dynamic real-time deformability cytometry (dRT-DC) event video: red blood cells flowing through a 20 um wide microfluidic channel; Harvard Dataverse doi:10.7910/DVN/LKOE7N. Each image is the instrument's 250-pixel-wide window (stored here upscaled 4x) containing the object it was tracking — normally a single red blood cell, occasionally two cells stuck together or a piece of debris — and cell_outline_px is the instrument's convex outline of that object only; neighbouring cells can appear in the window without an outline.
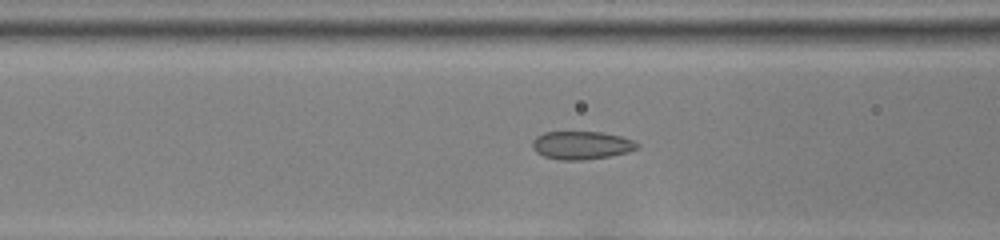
{"species": "common noctule bat (a hibernating species)", "species_latin": "Nyctalus noctula", "temperature_condition": "room temperature", "stored_images_in_passage": 18, "camera_frame_rate_fps": 3000, "um_per_image_px": 0.085, "animal": {"sex": "female", "body_mass_g": 22.0, "forearm_length_mm": 56.7}, "frame": {"image": 1, "passage_image": 6, "time_ms": 1.667, "image_size_px": [1000, 240], "cell_outline_px": [[640, 144], [636, 148], [628, 152], [608, 156], [584, 160], [560, 160], [544, 156], [536, 152], [532, 148], [532, 140], [536, 136], [544, 132], [600, 132], [620, 136], [632, 140]], "centroid_in_image_um": [49.39, 12.34], "position_along_channel_um": 117.2, "area_um2": 17.11}}
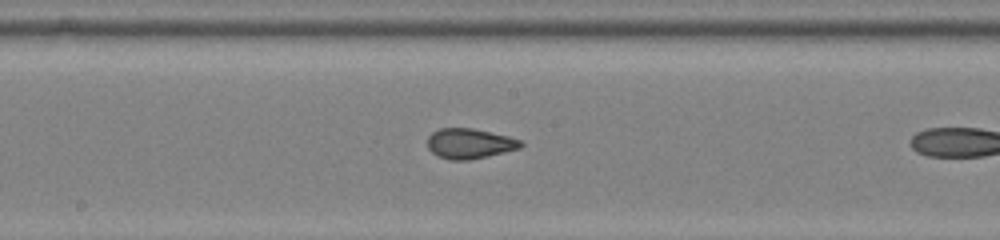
{"frame": {"image": 2, "passage_image": 13, "time_ms": 4.0, "image_size_px": [1000, 240], "cell_outline_px": [[524, 144], [520, 148], [504, 152], [468, 160], [448, 160], [436, 156], [428, 148], [428, 136], [432, 132], [440, 128], [472, 128], [508, 136], [520, 140]], "centroid_in_image_um": [39.89, 12.2], "position_along_channel_um": 208.3, "area_um2": 16.36}}
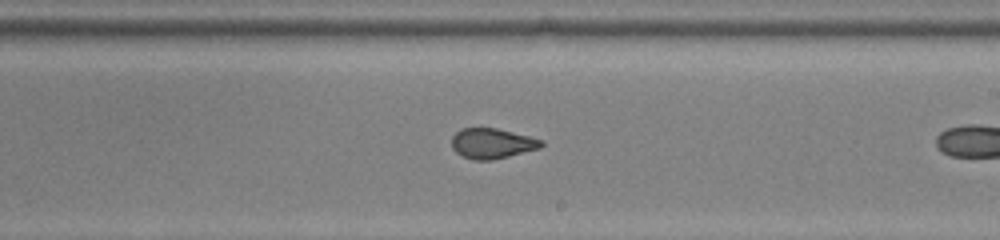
{"frame": {"image": 3, "passage_image": 16, "time_ms": 5.0, "image_size_px": [1000, 240], "cell_outline_px": [[544, 144], [540, 148], [492, 160], [472, 160], [456, 152], [452, 148], [452, 136], [460, 128], [496, 128], [544, 140]], "centroid_in_image_um": [41.82, 12.19], "position_along_channel_um": 247.2, "area_um2": 15.72}}